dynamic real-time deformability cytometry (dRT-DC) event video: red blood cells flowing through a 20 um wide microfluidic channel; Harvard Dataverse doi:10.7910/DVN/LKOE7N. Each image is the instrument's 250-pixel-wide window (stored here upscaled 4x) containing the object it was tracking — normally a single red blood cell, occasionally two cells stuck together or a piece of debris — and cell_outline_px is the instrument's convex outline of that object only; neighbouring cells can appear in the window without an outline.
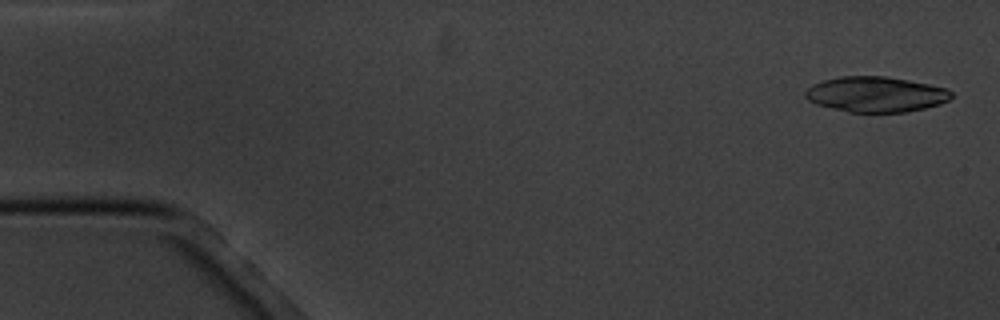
{"species": "common noctule bat (a hibernating species)", "species_latin": "Nyctalus noctula", "temperature_condition": "cold", "stored_images_in_passage": 5, "camera_frame_rate_fps": 3000, "um_per_image_px": 0.085, "animal": {"sex": "male", "body_mass_g": 20.1, "forearm_length_mm": 53.5}, "frame": {"image": 1, "passage_image": 1, "time_ms": 0.0, "image_size_px": [1000, 320], "cell_outline_px": [[952, 96], [948, 100], [940, 104], [908, 112], [848, 112], [816, 104], [808, 100], [804, 96], [804, 92], [812, 84], [824, 80], [840, 76], [884, 76], [908, 80], [948, 88], [952, 92]], "centroid_in_image_um": [74.44, 8.02], "position_along_channel_um": 10.6, "area_um2": 30.17}}